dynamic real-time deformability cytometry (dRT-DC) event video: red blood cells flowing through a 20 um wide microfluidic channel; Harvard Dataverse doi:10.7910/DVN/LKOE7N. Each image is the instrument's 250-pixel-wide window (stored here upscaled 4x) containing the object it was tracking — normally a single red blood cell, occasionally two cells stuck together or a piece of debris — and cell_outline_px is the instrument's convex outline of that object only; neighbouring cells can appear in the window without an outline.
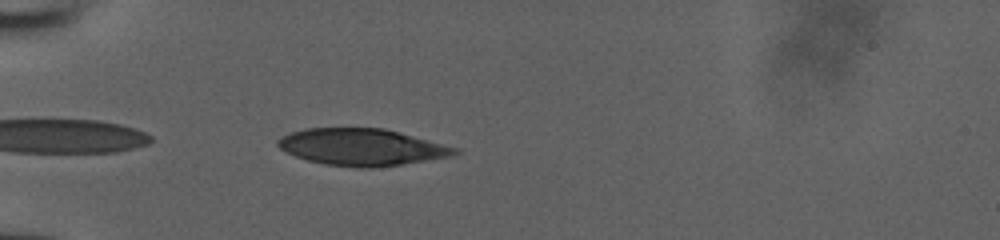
{"species": "human", "species_latin": "Homo sapiens", "temperature_condition": "room temperature", "stored_images_in_passage": 36, "camera_frame_rate_fps": 3000, "um_per_image_px": 0.085, "donor": {"sex": "male"}, "frame": {"image": 1, "passage_image": 2, "time_ms": 0.333, "image_size_px": [1000, 240], "cell_outline_px": [[460, 152], [452, 156], [400, 164], [372, 168], [360, 168], [328, 164], [308, 160], [296, 156], [280, 148], [276, 144], [276, 140], [288, 132], [308, 128], [384, 128], [460, 148]], "centroid_in_image_um": [30.76, 12.49], "position_along_channel_um": 54.2, "area_um2": 37.8}}
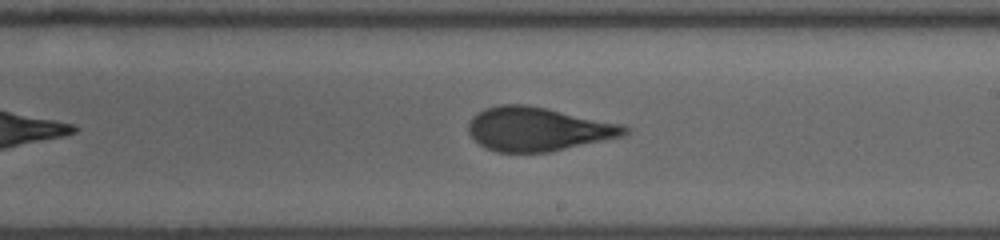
{"frame": {"image": 2, "passage_image": 17, "time_ms": 5.333, "image_size_px": [1000, 240], "cell_outline_px": [[632, 128], [624, 136], [548, 152], [496, 152], [484, 148], [468, 132], [468, 124], [472, 116], [476, 112], [484, 108], [500, 104], [524, 104], [624, 124]], "centroid_in_image_um": [45.72, 10.97], "position_along_channel_um": 243.3, "area_um2": 39.94}}
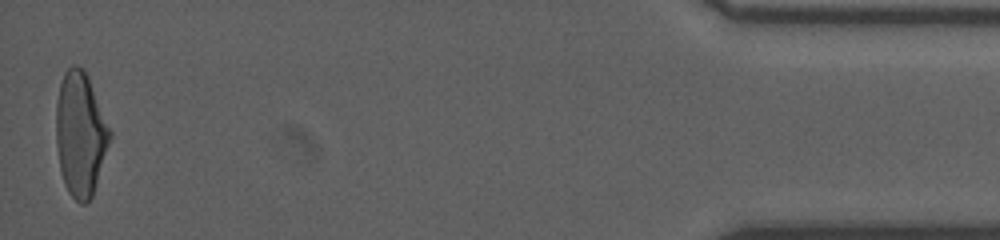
{"frame": {"image": 3, "passage_image": 36, "time_ms": 11.667, "image_size_px": [1000, 240], "cell_outline_px": [[112, 136], [92, 196], [84, 204], [80, 204], [68, 192], [64, 184], [60, 172], [56, 144], [56, 100], [60, 84], [64, 72], [72, 64], [76, 64], [88, 76], [112, 132]], "centroid_in_image_um": [6.82, 11.4], "position_along_channel_um": 428.4, "area_um2": 38.96}}